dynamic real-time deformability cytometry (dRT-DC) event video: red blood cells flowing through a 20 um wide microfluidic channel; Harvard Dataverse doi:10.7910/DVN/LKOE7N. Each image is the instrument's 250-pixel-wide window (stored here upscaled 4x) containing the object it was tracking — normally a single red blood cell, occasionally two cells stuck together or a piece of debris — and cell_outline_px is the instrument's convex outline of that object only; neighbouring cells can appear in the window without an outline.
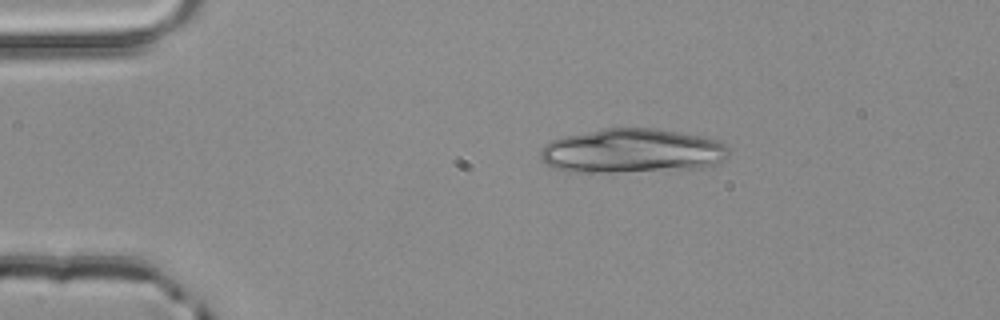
{"species": "common noctule bat (a hibernating species)", "species_latin": "Nyctalus noctula", "temperature_condition": "room temperature", "stored_images_in_passage": 2, "camera_frame_rate_fps": 3000, "um_per_image_px": 0.085, "animal": {"sex": "male", "body_mass_g": 20.4}, "frame": {"image": 1, "passage_image": 1, "time_ms": 0.0, "image_size_px": [1000, 320], "cell_outline_px": [[728, 156], [724, 160], [716, 164], [700, 168], [612, 172], [568, 172], [552, 168], [540, 156], [540, 148], [544, 144], [552, 140], [564, 136], [604, 128], [656, 128], [680, 132], [724, 140], [728, 148]], "centroid_in_image_um": [53.75, 12.82], "position_along_channel_um": 31.2, "area_um2": 49.01}}